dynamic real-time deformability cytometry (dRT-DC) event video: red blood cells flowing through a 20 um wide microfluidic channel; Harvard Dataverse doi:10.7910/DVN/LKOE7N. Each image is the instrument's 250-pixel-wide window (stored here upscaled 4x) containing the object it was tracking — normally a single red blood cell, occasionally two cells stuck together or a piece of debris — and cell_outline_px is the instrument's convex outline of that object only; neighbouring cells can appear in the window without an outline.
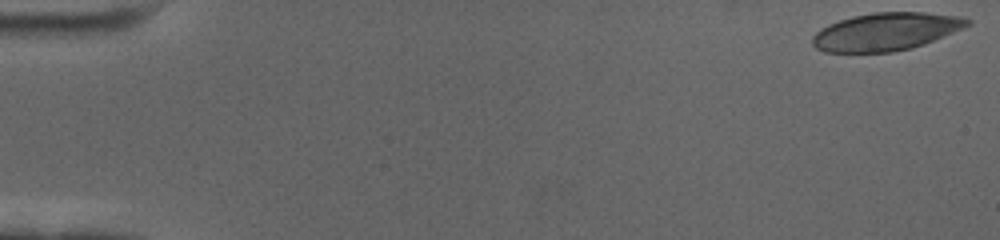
{"species": "human", "species_latin": "Homo sapiens", "temperature_condition": "cold", "stored_images_in_passage": 58, "camera_frame_rate_fps": 3000, "um_per_image_px": 0.085, "donor": {"sex": "female"}, "frame": {"image": 1, "passage_image": 1, "time_ms": 0.0, "image_size_px": [1000, 240], "cell_outline_px": [[972, 24], [964, 28], [924, 44], [912, 48], [892, 52], [824, 52], [816, 48], [812, 44], [812, 36], [820, 28], [828, 24], [852, 16], [872, 12], [924, 12], [960, 16], [972, 20]], "centroid_in_image_um": [75.31, 2.68], "position_along_channel_um": 9.7, "area_um2": 34.33}}
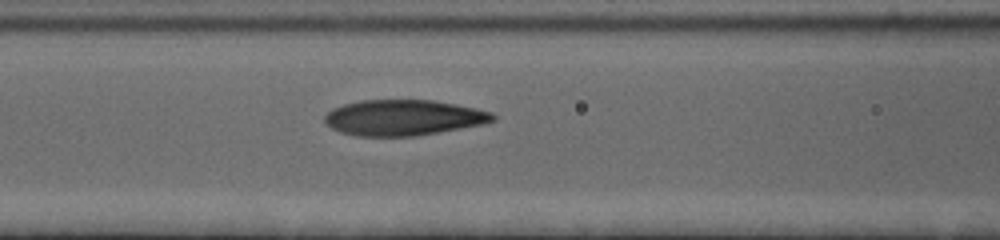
{"frame": {"image": 2, "passage_image": 25, "time_ms": 8.0, "image_size_px": [1000, 240], "cell_outline_px": [[496, 120], [484, 124], [416, 136], [356, 136], [340, 132], [332, 128], [324, 120], [324, 116], [332, 108], [344, 104], [360, 100], [432, 100], [456, 104], [476, 108], [492, 112], [496, 116]], "centroid_in_image_um": [34.31, 10.0], "position_along_channel_um": 132.3, "area_um2": 35.08}}
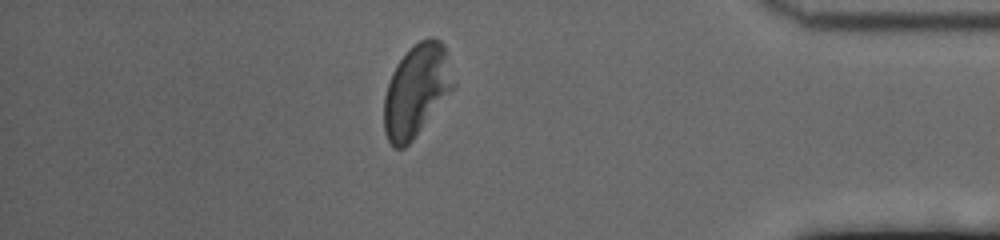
{"frame": {"image": 3, "passage_image": 51, "time_ms": 16.667, "image_size_px": [1000, 240], "cell_outline_px": [[456, 88], [412, 140], [404, 148], [392, 148], [384, 132], [384, 96], [392, 72], [396, 64], [420, 40], [428, 36], [432, 36], [440, 40], [444, 44], [456, 84]], "centroid_in_image_um": [35.43, 7.71], "position_along_channel_um": 399.8, "area_um2": 37.45}, "authors_computed_cell_mechanics": {"area_um2": 35.6915, "velocity_mm_per_s": 3.4488, "shape_relaxation_time_tau1_ms": 5.0246, "shape_relaxation_time_tau2_ms": 1.0938, "deformation_change_tau1": 0.1819, "deformation_change_tau2": 0.0748}}